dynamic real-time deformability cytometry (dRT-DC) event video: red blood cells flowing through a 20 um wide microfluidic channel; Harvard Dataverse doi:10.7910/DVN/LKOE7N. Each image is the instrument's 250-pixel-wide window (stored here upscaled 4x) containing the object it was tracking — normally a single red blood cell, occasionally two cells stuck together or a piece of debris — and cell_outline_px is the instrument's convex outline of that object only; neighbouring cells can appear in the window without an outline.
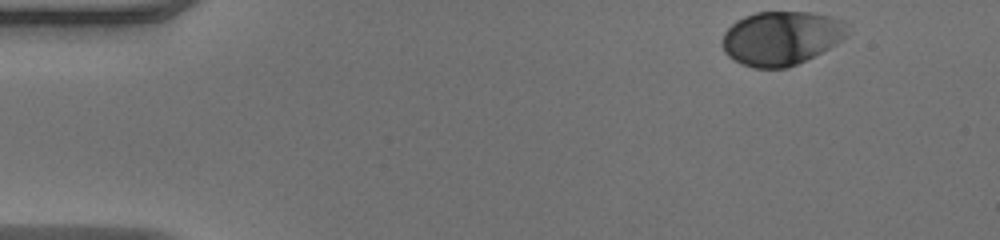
{"species": "human", "species_latin": "Homo sapiens", "temperature_condition": "warm", "stored_images_in_passage": 46, "camera_frame_rate_fps": 3000, "um_per_image_px": 0.085, "donor": {"sex": "male"}, "frame": {"image": 1, "passage_image": 1, "time_ms": 0.0, "image_size_px": [1000, 240], "cell_outline_px": [[848, 36], [836, 44], [788, 68], [752, 68], [728, 56], [724, 52], [720, 40], [724, 32], [736, 20], [744, 16], [756, 12], [812, 12], [844, 20], [848, 32]], "centroid_in_image_um": [66.39, 3.23], "position_along_channel_um": 18.6, "area_um2": 39.36}}
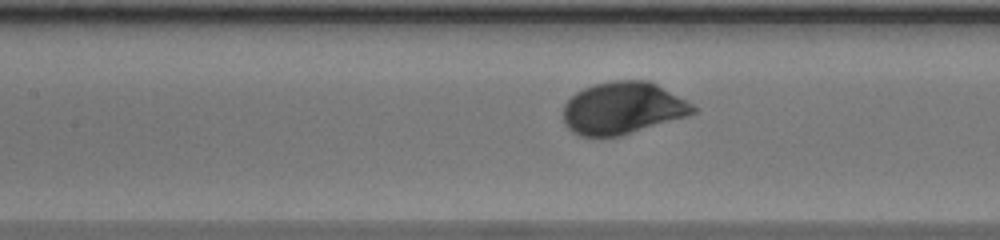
{"frame": {"image": 2, "passage_image": 19, "time_ms": 6.0, "image_size_px": [1000, 240], "cell_outline_px": [[696, 112], [688, 116], [620, 136], [580, 136], [572, 132], [564, 124], [564, 104], [576, 92], [592, 84], [612, 80], [648, 80], [656, 84], [692, 104], [696, 108]], "centroid_in_image_um": [52.91, 9.19], "position_along_channel_um": 154.5, "area_um2": 39.36}}
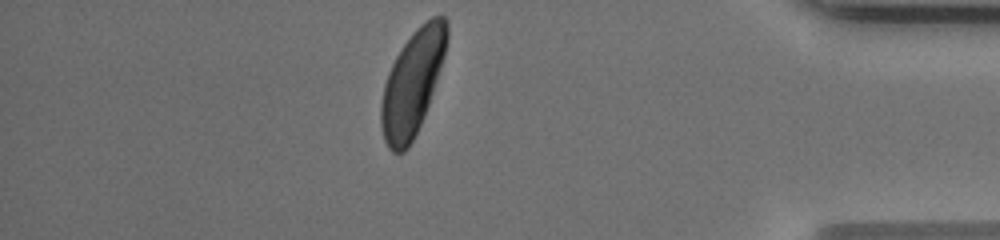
{"frame": {"image": 3, "passage_image": 40, "time_ms": 13.0, "image_size_px": [1000, 240], "cell_outline_px": [[448, 40], [444, 56], [424, 116], [408, 148], [404, 152], [392, 152], [388, 148], [384, 140], [380, 124], [380, 104], [384, 84], [388, 72], [396, 56], [412, 32], [420, 24], [432, 16], [444, 16], [448, 24]], "centroid_in_image_um": [35.04, 7.04], "position_along_channel_um": 400.2, "area_um2": 39.82}, "authors_computed_cell_mechanics": {"area_um2": 39.3618, "velocity_mm_per_s": 4.0366, "shape_relaxation_time_tau1_ms": 1.8178, "shape_relaxation_time_tau2_ms": null, "deformation_change_tau1": 0.1402, "deformation_change_tau2": null}}